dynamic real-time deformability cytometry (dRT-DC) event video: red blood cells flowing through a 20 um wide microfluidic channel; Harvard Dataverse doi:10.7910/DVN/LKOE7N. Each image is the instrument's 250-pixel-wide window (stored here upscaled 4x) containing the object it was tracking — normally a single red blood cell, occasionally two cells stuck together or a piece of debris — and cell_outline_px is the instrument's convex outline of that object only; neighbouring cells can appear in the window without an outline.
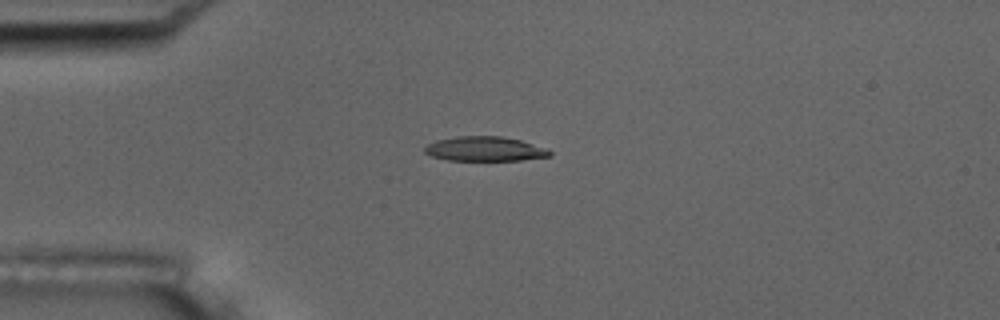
{"species": "common noctule bat (a hibernating species)", "species_latin": "Nyctalus noctula", "temperature_condition": "room temperature", "stored_images_in_passage": 7, "camera_frame_rate_fps": 3000, "um_per_image_px": 0.085, "animal": {"sex": "male", "body_mass_g": 17.5, "forearm_length_mm": 52.3}, "frame": {"image": 1, "passage_image": 5, "time_ms": 4.667, "image_size_px": [1000, 320], "cell_outline_px": [[552, 156], [520, 160], [448, 160], [432, 156], [424, 152], [424, 148], [428, 144], [436, 140], [456, 136], [500, 136], [520, 140], [544, 148], [552, 152]], "centroid_in_image_um": [41.19, 12.65], "position_along_channel_um": 43.8, "area_um2": 17.74}}